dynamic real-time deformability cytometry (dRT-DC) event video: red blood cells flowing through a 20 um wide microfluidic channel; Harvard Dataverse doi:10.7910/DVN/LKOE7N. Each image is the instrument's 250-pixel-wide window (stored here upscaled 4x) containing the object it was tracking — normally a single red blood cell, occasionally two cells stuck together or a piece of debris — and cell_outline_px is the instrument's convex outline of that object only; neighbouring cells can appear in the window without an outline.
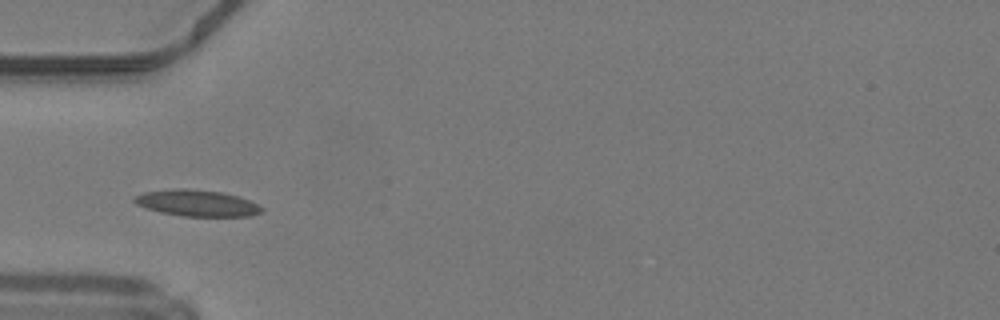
{"species": "common noctule bat (a hibernating species)", "species_latin": "Nyctalus noctula", "temperature_condition": "warm", "stored_images_in_passage": 24, "camera_frame_rate_fps": 3000, "um_per_image_px": 0.085, "animal": {"sex": "male", "body_mass_g": 19.2, "forearm_length_mm": 51.8}, "frame": {"image": 1, "passage_image": 1, "time_ms": 0.0, "image_size_px": [1000, 320], "cell_outline_px": [[264, 208], [260, 212], [252, 216], [180, 216], [160, 212], [144, 208], [136, 204], [132, 200], [136, 196], [144, 192], [168, 188], [188, 188], [220, 192], [236, 196], [260, 204]], "centroid_in_image_um": [16.71, 17.26], "position_along_channel_um": 68.3, "area_um2": 19.71}}
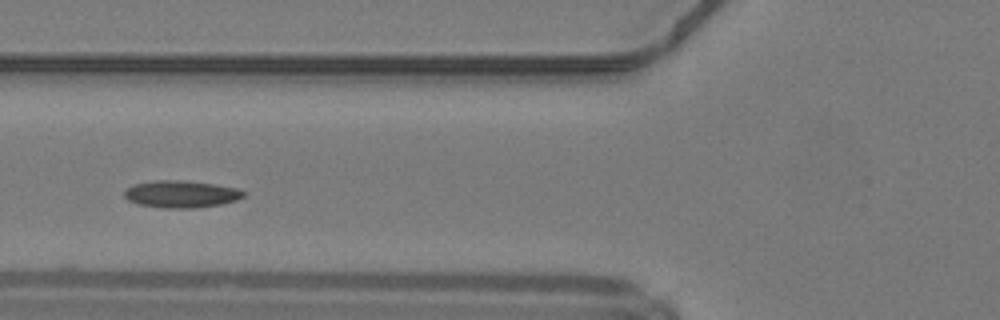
{"frame": {"image": 2, "passage_image": 4, "time_ms": 1.0, "image_size_px": [1000, 320], "cell_outline_px": [[244, 196], [236, 200], [220, 204], [196, 208], [164, 208], [140, 204], [128, 200], [124, 196], [124, 192], [132, 184], [152, 180], [180, 180], [216, 184], [236, 188], [244, 192]], "centroid_in_image_um": [15.37, 16.49], "position_along_channel_um": 110.4, "area_um2": 18.79}}
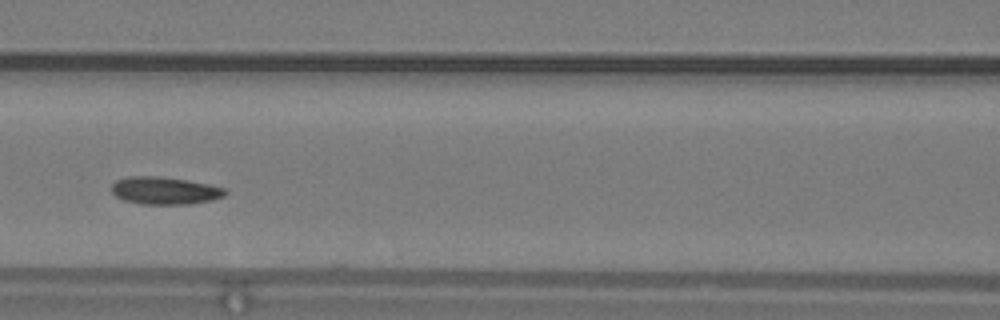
{"frame": {"image": 3, "passage_image": 7, "time_ms": 2.0, "image_size_px": [1000, 320], "cell_outline_px": [[228, 192], [224, 196], [212, 200], [192, 204], [140, 204], [124, 200], [116, 196], [112, 192], [112, 184], [116, 180], [128, 176], [160, 176], [188, 180], [208, 184], [224, 188]], "centroid_in_image_um": [14.01, 16.2], "position_along_channel_um": 152.6, "area_um2": 18.32}, "authors_computed_cell_mechanics": {"area_um2": 18.0047, "velocity_mm_per_s": 4.1788, "shape_relaxation_time_tau1_ms": 3.1409, "shape_relaxation_time_tau2_ms": 3.8314, "deformation_change_tau1": 0.0996, "deformation_change_tau2": 0.0938}}